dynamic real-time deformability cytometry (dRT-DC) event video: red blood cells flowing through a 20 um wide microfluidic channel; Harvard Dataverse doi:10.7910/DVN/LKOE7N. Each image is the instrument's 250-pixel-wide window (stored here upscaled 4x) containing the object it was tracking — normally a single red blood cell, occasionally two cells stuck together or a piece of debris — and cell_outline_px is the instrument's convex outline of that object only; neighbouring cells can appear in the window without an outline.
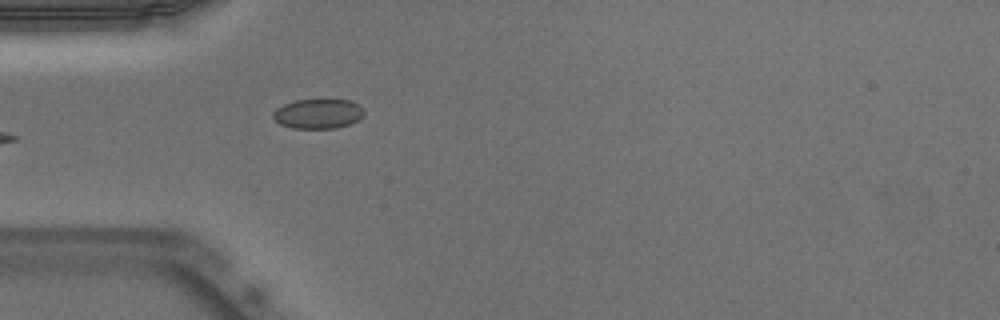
{"species": "Egyptian fruit bat (a non-hibernating species)", "species_latin": "Rousettus aegyptiacus", "temperature_condition": "warm", "stored_images_in_passage": 35, "camera_frame_rate_fps": 3000, "um_per_image_px": 0.085, "animal": {"sex": "male"}, "frame": {"image": 1, "passage_image": 1, "time_ms": 0.0, "image_size_px": [1000, 320], "cell_outline_px": [[364, 116], [348, 124], [336, 128], [292, 128], [280, 124], [272, 116], [272, 112], [276, 108], [284, 104], [296, 100], [348, 100], [364, 108]], "centroid_in_image_um": [27.01, 9.67], "position_along_channel_um": 58.0, "area_um2": 15.61}}
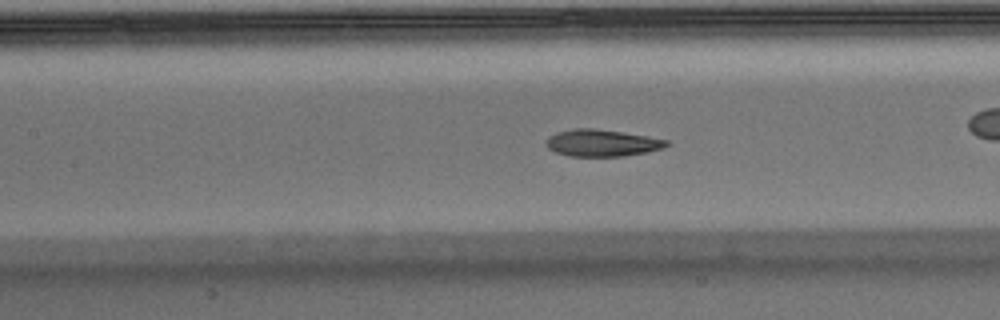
{"frame": {"image": 2, "passage_image": 6, "time_ms": 1.667, "image_size_px": [1000, 320], "cell_outline_px": [[672, 144], [664, 148], [648, 152], [624, 156], [572, 156], [556, 152], [548, 148], [544, 144], [544, 140], [548, 136], [556, 132], [572, 128], [592, 128], [648, 136], [668, 140]], "centroid_in_image_um": [51.16, 12.15], "position_along_channel_um": 156.2, "area_um2": 19.07}, "authors_computed_cell_mechanics": {"area_um2": 19.363, "velocity_mm_per_s": 3.9253, "shape_relaxation_time_tau1_ms": 3.7517, "shape_relaxation_time_tau2_ms": 1.062, "deformation_change_tau1": 0.1535, "deformation_change_tau2": 0.0665}}